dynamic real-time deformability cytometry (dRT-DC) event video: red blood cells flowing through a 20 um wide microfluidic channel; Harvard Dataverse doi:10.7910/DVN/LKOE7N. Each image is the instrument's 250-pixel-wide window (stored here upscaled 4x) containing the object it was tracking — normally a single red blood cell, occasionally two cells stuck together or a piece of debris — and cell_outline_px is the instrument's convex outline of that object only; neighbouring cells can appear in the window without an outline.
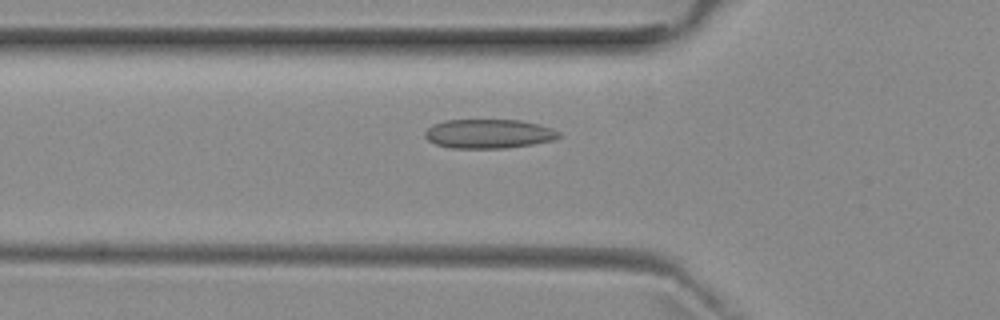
{"species": "common noctule bat (a hibernating species)", "species_latin": "Nyctalus noctula", "temperature_condition": "room temperature", "stored_images_in_passage": 37, "camera_frame_rate_fps": 3000, "um_per_image_px": 0.085, "animal": {"sex": "female", "body_mass_g": 29.2, "forearm_length_mm": 56.3}, "frame": {"image": 1, "passage_image": 3, "time_ms": 0.667, "image_size_px": [1000, 320], "cell_outline_px": [[560, 136], [552, 140], [532, 144], [504, 148], [452, 148], [436, 144], [428, 140], [424, 136], [424, 132], [432, 124], [444, 120], [520, 120], [540, 124], [552, 128], [560, 132]], "centroid_in_image_um": [41.52, 11.36], "position_along_channel_um": 84.3, "area_um2": 22.77}}
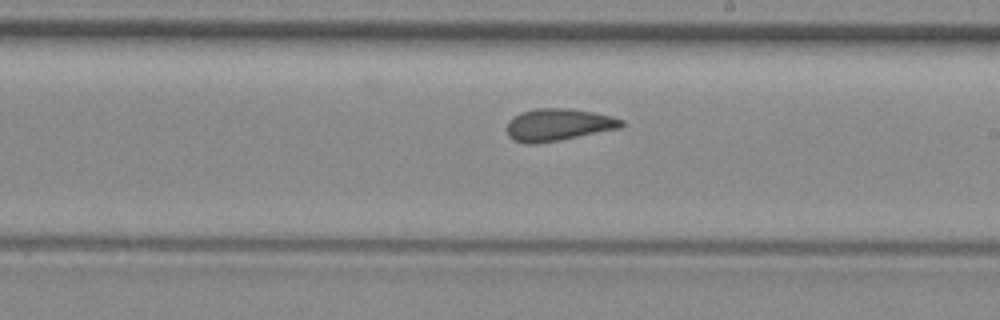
{"frame": {"image": 2, "passage_image": 15, "time_ms": 4.667, "image_size_px": [1000, 320], "cell_outline_px": [[624, 124], [620, 128], [560, 140], [532, 144], [528, 144], [516, 140], [508, 136], [508, 120], [520, 112], [536, 108], [568, 108], [596, 112], [612, 116], [624, 120]], "centroid_in_image_um": [47.47, 10.59], "position_along_channel_um": 241.5, "area_um2": 21.5}}
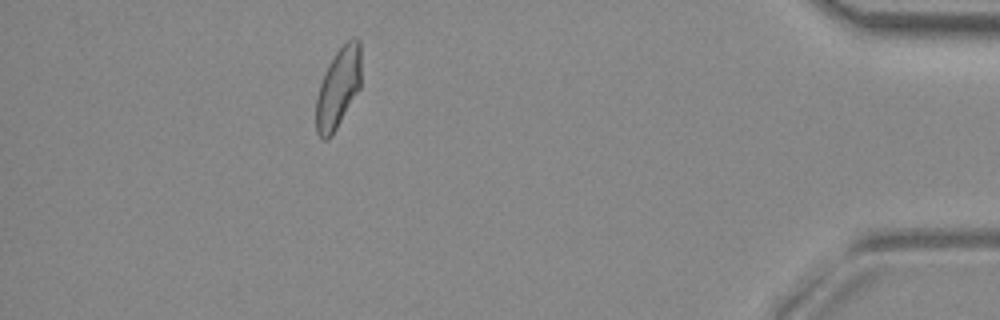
{"frame": {"image": 3, "passage_image": 32, "time_ms": 10.333, "image_size_px": [1000, 320], "cell_outline_px": [[360, 88], [336, 128], [328, 140], [324, 140], [316, 132], [316, 96], [324, 72], [328, 64], [344, 40], [352, 36], [356, 36], [360, 40]], "centroid_in_image_um": [28.75, 7.4], "position_along_channel_um": 406.5, "area_um2": 21.21}, "authors_computed_cell_mechanics": {"area_um2": 21.2126, "velocity_mm_per_s": 3.9328, "shape_relaxation_time_tau1_ms": null, "shape_relaxation_time_tau2_ms": 1.8716, "deformation_change_tau1": null, "deformation_change_tau2": 0.091}}